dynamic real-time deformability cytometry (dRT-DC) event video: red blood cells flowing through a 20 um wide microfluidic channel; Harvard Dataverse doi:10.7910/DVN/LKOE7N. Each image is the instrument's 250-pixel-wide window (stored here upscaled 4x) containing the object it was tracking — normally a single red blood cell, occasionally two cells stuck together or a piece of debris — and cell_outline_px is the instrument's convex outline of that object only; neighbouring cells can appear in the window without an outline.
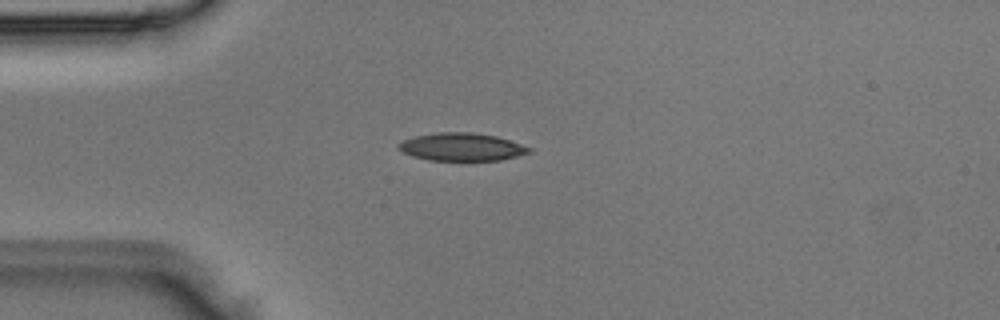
{"species": "Egyptian fruit bat (a non-hibernating species)", "species_latin": "Rousettus aegyptiacus", "temperature_condition": "room temperature", "stored_images_in_passage": 2, "camera_frame_rate_fps": 3000, "um_per_image_px": 0.085, "animal": {"sex": "male"}, "frame": {"image": 1, "passage_image": 2, "time_ms": 0.333, "image_size_px": [1000, 320], "cell_outline_px": [[532, 152], [500, 160], [428, 160], [412, 156], [396, 148], [396, 144], [404, 140], [416, 136], [436, 132], [472, 132], [496, 136], [532, 148]], "centroid_in_image_um": [39.22, 12.48], "position_along_channel_um": 45.8, "area_um2": 21.1}}